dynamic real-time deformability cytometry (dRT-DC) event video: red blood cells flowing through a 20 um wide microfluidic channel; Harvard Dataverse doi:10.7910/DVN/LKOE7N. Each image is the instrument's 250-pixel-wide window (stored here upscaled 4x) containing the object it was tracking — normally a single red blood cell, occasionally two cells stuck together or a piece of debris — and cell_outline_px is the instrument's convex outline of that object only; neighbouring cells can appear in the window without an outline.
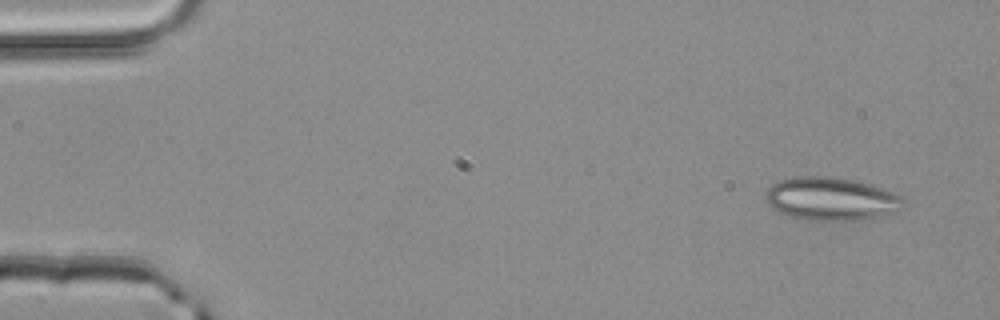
{"species": "common noctule bat (a hibernating species)", "species_latin": "Nyctalus noctula", "temperature_condition": "room temperature", "stored_images_in_passage": 4, "camera_frame_rate_fps": 3000, "um_per_image_px": 0.085, "animal": {"sex": "male", "body_mass_g": 20.4}, "frame": {"image": 1, "passage_image": 1, "time_ms": 0.0, "image_size_px": [1000, 320], "cell_outline_px": [[904, 200], [888, 212], [880, 216], [856, 220], [808, 220], [792, 216], [780, 212], [772, 208], [768, 204], [764, 196], [768, 188], [772, 184], [780, 180], [796, 176], [828, 176], [856, 180], [884, 188], [900, 196]], "centroid_in_image_um": [70.55, 16.87], "position_along_channel_um": 14.5, "area_um2": 34.04}}